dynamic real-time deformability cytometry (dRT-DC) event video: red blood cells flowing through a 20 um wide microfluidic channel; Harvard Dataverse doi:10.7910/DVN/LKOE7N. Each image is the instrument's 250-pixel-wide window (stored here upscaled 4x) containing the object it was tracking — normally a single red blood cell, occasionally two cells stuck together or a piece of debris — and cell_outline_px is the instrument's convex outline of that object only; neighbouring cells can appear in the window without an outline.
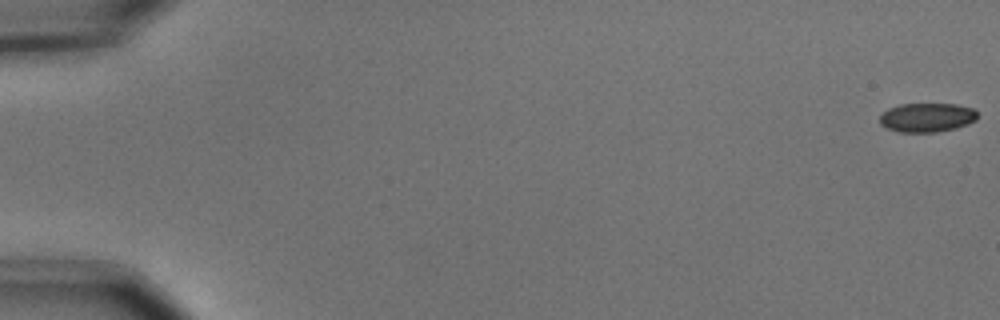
{"species": "common noctule bat (a hibernating species)", "species_latin": "Nyctalus noctula", "temperature_condition": "cold", "stored_images_in_passage": 5, "camera_frame_rate_fps": 3000, "um_per_image_px": 0.085, "animal": {"sex": "male", "body_mass_g": 15.6}, "frame": {"image": 1, "passage_image": 1, "time_ms": 0.0, "image_size_px": [1000, 320], "cell_outline_px": [[976, 120], [968, 124], [956, 128], [936, 132], [900, 132], [888, 128], [880, 124], [880, 112], [888, 108], [900, 104], [956, 104], [972, 108], [976, 112]], "centroid_in_image_um": [78.76, 9.98], "position_along_channel_um": 6.2, "area_um2": 16.59}}